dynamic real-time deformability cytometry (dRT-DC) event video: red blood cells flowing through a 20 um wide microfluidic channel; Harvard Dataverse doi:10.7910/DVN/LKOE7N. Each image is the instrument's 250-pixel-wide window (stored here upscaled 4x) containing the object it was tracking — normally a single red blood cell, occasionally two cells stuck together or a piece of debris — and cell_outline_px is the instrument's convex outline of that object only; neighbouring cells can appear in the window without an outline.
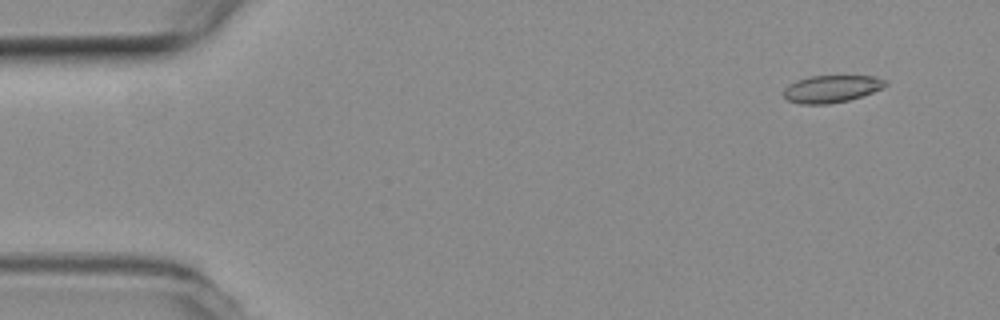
{"species": "common noctule bat (a hibernating species)", "species_latin": "Nyctalus noctula", "temperature_condition": "room temperature", "stored_images_in_passage": 57, "camera_frame_rate_fps": 3000, "um_per_image_px": 0.085, "animal": {"sex": "female", "body_mass_g": 19.3, "forearm_length_mm": 54.1}, "frame": {"image": 1, "passage_image": 5, "time_ms": 1.333, "image_size_px": [1000, 320], "cell_outline_px": [[888, 84], [872, 92], [848, 100], [828, 104], [800, 104], [788, 100], [784, 96], [784, 88], [788, 84], [796, 80], [808, 76], [872, 76], [888, 80]], "centroid_in_image_um": [70.65, 7.54], "position_along_channel_um": 14.4, "area_um2": 16.13}}
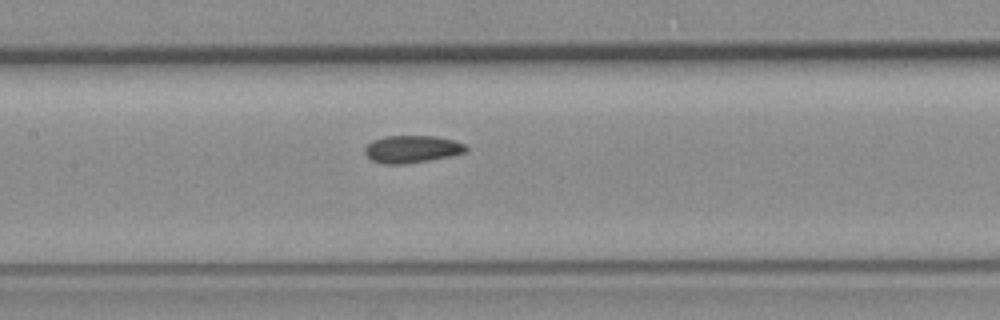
{"frame": {"image": 2, "passage_image": 27, "time_ms": 8.667, "image_size_px": [1000, 320], "cell_outline_px": [[468, 148], [464, 152], [448, 156], [408, 164], [384, 164], [372, 160], [364, 152], [364, 148], [372, 140], [384, 136], [436, 136], [452, 140], [464, 144]], "centroid_in_image_um": [34.97, 12.67], "position_along_channel_um": 172.4, "area_um2": 16.01}}
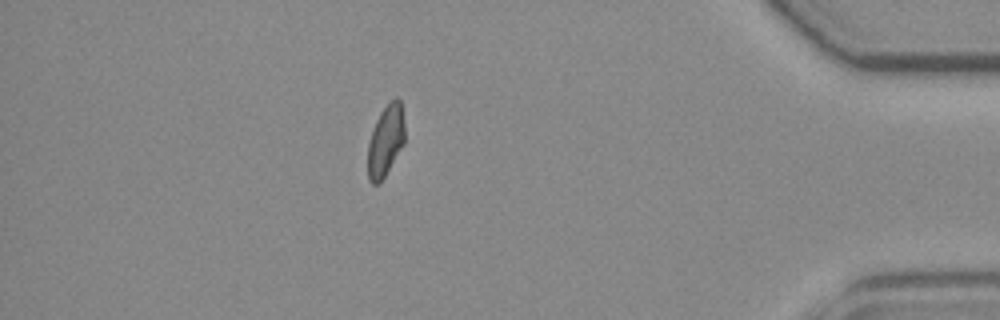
{"frame": {"image": 3, "passage_image": 50, "time_ms": 16.333, "image_size_px": [1000, 320], "cell_outline_px": [[404, 144], [380, 184], [372, 184], [368, 180], [368, 144], [376, 120], [380, 112], [396, 96], [400, 100], [404, 124]], "centroid_in_image_um": [32.77, 12.0], "position_along_channel_um": 402.4, "area_um2": 15.26}, "authors_computed_cell_mechanics": {"area_um2": 16.2418, "velocity_mm_per_s": 3.6378, "shape_relaxation_time_tau1_ms": 9.2963, "shape_relaxation_time_tau2_ms": 1.745, "deformation_change_tau1": 0.1695, "deformation_change_tau2": 0.0614}}